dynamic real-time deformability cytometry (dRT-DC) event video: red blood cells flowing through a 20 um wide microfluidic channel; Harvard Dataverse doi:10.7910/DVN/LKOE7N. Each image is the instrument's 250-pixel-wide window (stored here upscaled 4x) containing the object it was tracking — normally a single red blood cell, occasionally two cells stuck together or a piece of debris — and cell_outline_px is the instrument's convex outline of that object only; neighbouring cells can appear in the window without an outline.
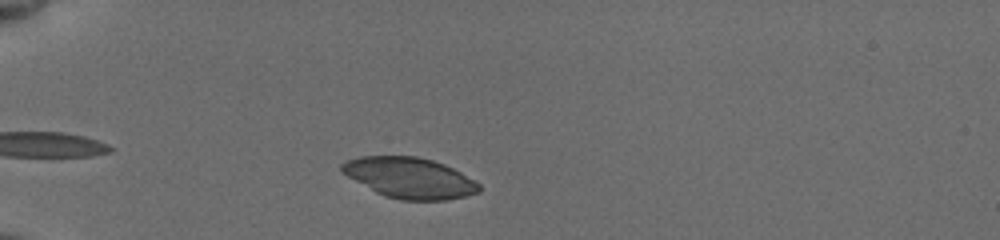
{"species": "common noctule bat (a hibernating species)", "species_latin": "Nyctalus noctula", "temperature_condition": "cold", "stored_images_in_passage": 9, "camera_frame_rate_fps": 3000, "um_per_image_px": 0.085, "animal": {"sex": "female", "body_mass_g": 19.5, "forearm_length_mm": 54.1}, "frame": {"image": 1, "passage_image": 7, "time_ms": 1.333, "image_size_px": [1000, 240], "cell_outline_px": [[480, 192], [448, 200], [400, 200], [384, 196], [376, 192], [340, 172], [340, 164], [348, 160], [360, 156], [416, 156], [432, 160], [444, 164], [460, 172], [480, 184]], "centroid_in_image_um": [34.8, 15.12], "position_along_channel_um": 50.2, "area_um2": 32.48}}